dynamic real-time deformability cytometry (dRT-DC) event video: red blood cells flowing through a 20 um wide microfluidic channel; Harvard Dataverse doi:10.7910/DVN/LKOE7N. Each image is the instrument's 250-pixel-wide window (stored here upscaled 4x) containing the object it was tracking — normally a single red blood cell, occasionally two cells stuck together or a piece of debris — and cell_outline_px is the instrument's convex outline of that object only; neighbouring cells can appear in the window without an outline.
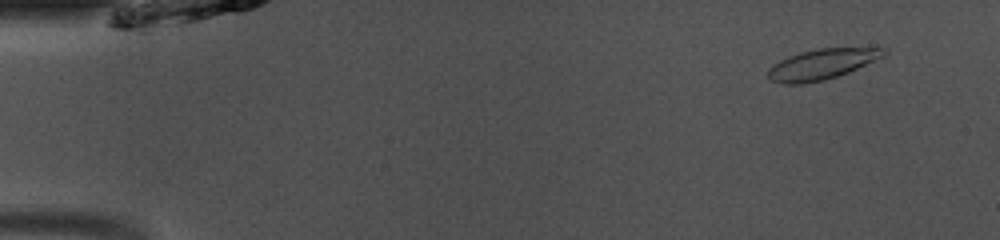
{"species": "common noctule bat (a hibernating species)", "species_latin": "Nyctalus noctula", "temperature_condition": "room temperature", "stored_images_in_passage": 49, "camera_frame_rate_fps": 3000, "um_per_image_px": 0.085, "animal": {"sex": "male", "body_mass_g": 13.0, "forearm_length_mm": 53.1}, "frame": {"image": 1, "passage_image": 4, "time_ms": 1.0, "image_size_px": [1000, 240], "cell_outline_px": [[888, 52], [884, 56], [848, 72], [824, 80], [804, 84], [784, 84], [768, 80], [768, 68], [772, 64], [788, 56], [800, 52], [820, 48], [888, 48]], "centroid_in_image_um": [69.81, 5.46], "position_along_channel_um": 15.2, "area_um2": 20.52}}
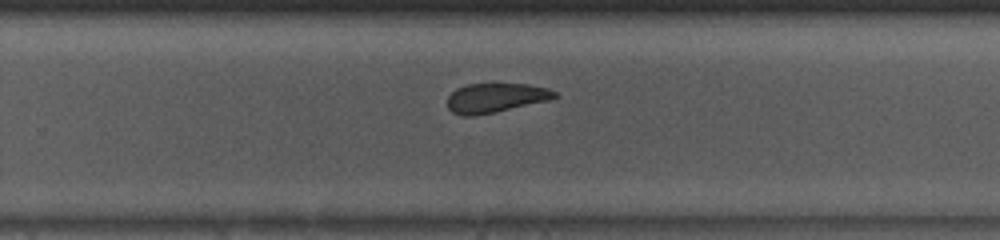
{"frame": {"image": 2, "passage_image": 32, "time_ms": 10.333, "image_size_px": [1000, 240], "cell_outline_px": [[560, 96], [552, 100], [496, 112], [472, 116], [464, 116], [452, 112], [448, 108], [448, 96], [456, 88], [468, 84], [528, 84], [548, 88], [556, 92]], "centroid_in_image_um": [42.17, 8.32], "position_along_channel_um": 287.6, "area_um2": 18.55}}
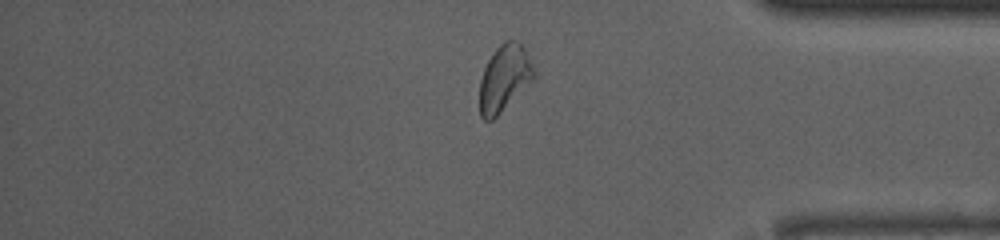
{"frame": {"image": 3, "passage_image": 41, "time_ms": 13.333, "image_size_px": [1000, 240], "cell_outline_px": [[536, 80], [492, 120], [484, 120], [480, 116], [480, 80], [484, 68], [488, 60], [496, 48], [504, 40], [516, 40], [524, 48], [536, 72]], "centroid_in_image_um": [42.9, 6.65], "position_along_channel_um": 392.3, "area_um2": 21.27}, "authors_computed_cell_mechanics": {"area_um2": 20.519, "velocity_mm_per_s": 4.0665, "shape_relaxation_time_tau1_ms": null, "shape_relaxation_time_tau2_ms": 2.5358, "deformation_change_tau1": null, "deformation_change_tau2": 0.0798}}